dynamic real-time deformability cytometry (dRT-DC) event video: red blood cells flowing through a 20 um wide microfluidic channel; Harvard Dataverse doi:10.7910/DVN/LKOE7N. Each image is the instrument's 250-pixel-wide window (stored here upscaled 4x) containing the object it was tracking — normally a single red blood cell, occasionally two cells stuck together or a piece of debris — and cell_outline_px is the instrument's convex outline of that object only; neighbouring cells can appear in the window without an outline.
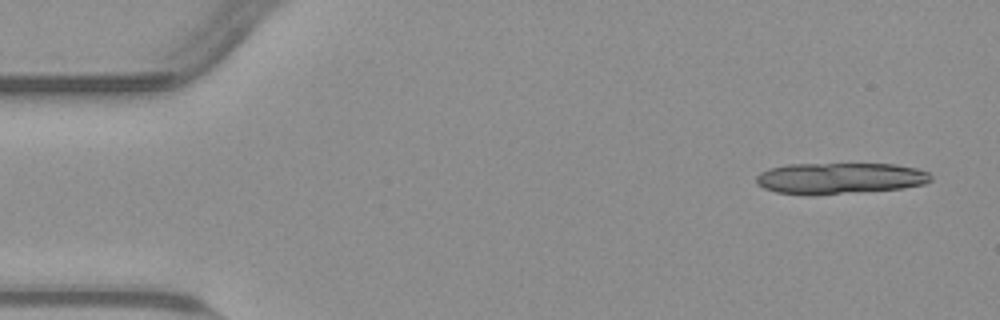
{"species": "common noctule bat (a hibernating species)", "species_latin": "Nyctalus noctula", "temperature_condition": "warm", "stored_images_in_passage": 15, "camera_frame_rate_fps": 3000, "um_per_image_px": 0.085, "animal": {"sex": "male", "body_mass_g": 23.1, "forearm_length_mm": 52.7}, "frame": {"image": 1, "passage_image": 3, "time_ms": 0.667, "image_size_px": [1000, 320], "cell_outline_px": [[932, 180], [924, 184], [904, 188], [840, 192], [776, 192], [764, 188], [756, 184], [756, 176], [760, 172], [768, 168], [788, 164], [896, 164], [916, 168], [928, 172], [932, 176]], "centroid_in_image_um": [71.42, 15.1], "position_along_channel_um": 13.6, "area_um2": 30.69}}